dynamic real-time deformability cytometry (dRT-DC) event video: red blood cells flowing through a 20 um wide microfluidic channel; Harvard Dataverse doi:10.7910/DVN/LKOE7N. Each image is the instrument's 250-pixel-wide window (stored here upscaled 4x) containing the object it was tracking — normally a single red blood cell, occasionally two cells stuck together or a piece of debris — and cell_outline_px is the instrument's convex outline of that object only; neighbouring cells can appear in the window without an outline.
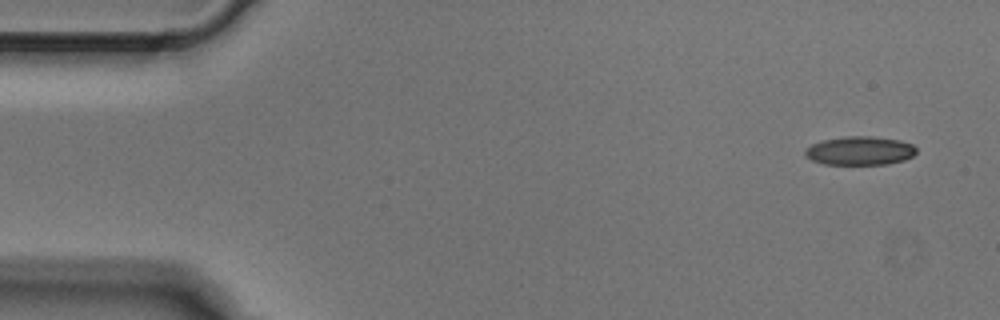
{"species": "Egyptian fruit bat (a non-hibernating species)", "species_latin": "Rousettus aegyptiacus", "temperature_condition": "cold", "stored_images_in_passage": 3, "camera_frame_rate_fps": 3000, "um_per_image_px": 0.085, "animal": {"sex": "male"}, "frame": {"image": 1, "passage_image": 1, "time_ms": 0.0, "image_size_px": [1000, 320], "cell_outline_px": [[916, 152], [912, 156], [904, 160], [888, 164], [824, 164], [812, 160], [804, 156], [804, 152], [812, 144], [824, 140], [844, 136], [872, 136], [900, 140], [912, 144], [916, 148]], "centroid_in_image_um": [73.1, 12.81], "position_along_channel_um": 11.9, "area_um2": 18.55}}
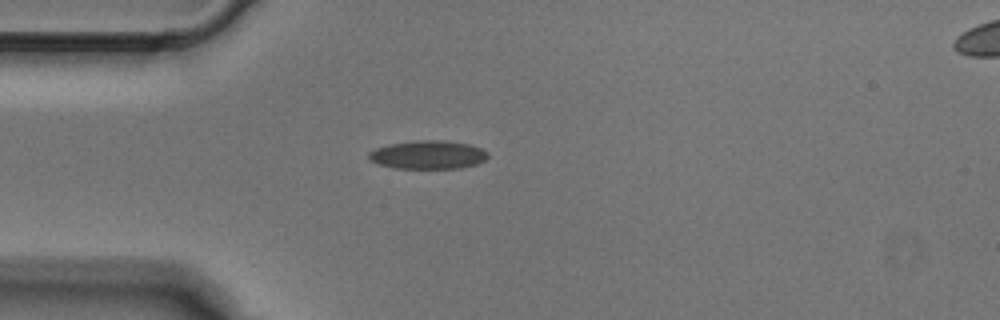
{"frame": {"image": 2, "passage_image": 3, "time_ms": 0.667, "image_size_px": [1000, 320], "cell_outline_px": [[488, 156], [484, 160], [476, 164], [460, 168], [396, 168], [380, 164], [368, 160], [368, 152], [376, 148], [388, 144], [416, 140], [444, 140], [468, 144], [480, 148], [488, 152]], "centroid_in_image_um": [36.36, 13.15], "position_along_channel_um": 48.6, "area_um2": 19.71}}